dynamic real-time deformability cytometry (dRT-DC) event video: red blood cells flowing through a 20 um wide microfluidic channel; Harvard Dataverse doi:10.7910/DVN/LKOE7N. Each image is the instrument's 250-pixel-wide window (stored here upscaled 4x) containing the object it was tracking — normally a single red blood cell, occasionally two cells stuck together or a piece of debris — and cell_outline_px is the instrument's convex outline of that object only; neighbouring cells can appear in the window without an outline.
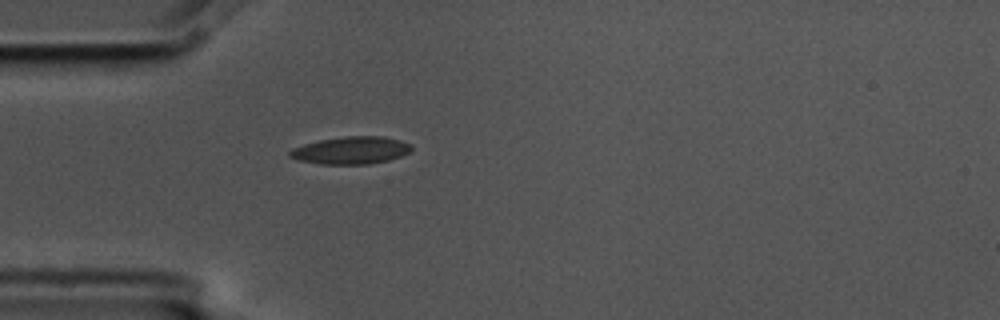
{"species": "common noctule bat (a hibernating species)", "species_latin": "Nyctalus noctula", "temperature_condition": "cold", "stored_images_in_passage": 1, "camera_frame_rate_fps": 3000, "um_per_image_px": 0.085, "animal": {"sex": "male", "body_mass_g": 17.5, "forearm_length_mm": 52.3}, "frame": {"image": 1, "passage_image": 1, "time_ms": 0.0, "image_size_px": [1000, 320], "cell_outline_px": [[412, 148], [408, 152], [400, 156], [388, 160], [368, 164], [320, 164], [300, 160], [288, 156], [288, 152], [292, 148], [304, 144], [320, 140], [344, 136], [384, 136], [400, 140], [412, 144]], "centroid_in_image_um": [29.83, 12.77], "position_along_channel_um": 55.2, "area_um2": 19.42}}